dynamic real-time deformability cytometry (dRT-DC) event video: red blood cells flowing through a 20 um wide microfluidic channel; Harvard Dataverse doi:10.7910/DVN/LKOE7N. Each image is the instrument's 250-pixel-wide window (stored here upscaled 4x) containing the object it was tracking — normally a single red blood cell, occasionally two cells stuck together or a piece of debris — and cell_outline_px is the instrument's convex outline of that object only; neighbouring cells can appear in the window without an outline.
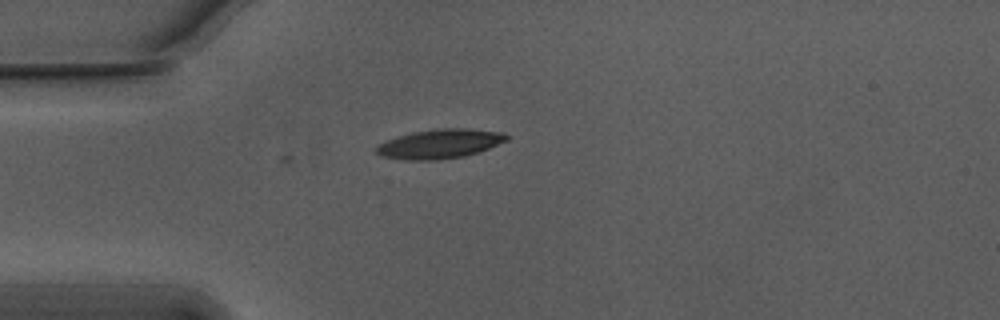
{"species": "Egyptian fruit bat (a non-hibernating species)", "species_latin": "Rousettus aegyptiacus", "temperature_condition": "warm", "stored_images_in_passage": 27, "camera_frame_rate_fps": 3000, "um_per_image_px": 0.085, "animal": {"sex": "male"}, "frame": {"image": 1, "passage_image": 1, "time_ms": 0.0, "image_size_px": [1000, 320], "cell_outline_px": [[508, 140], [488, 148], [464, 156], [436, 160], [404, 160], [380, 156], [376, 152], [376, 148], [380, 144], [388, 140], [412, 132], [440, 128], [468, 128], [504, 132], [508, 136]], "centroid_in_image_um": [37.4, 12.22], "position_along_channel_um": 47.6, "area_um2": 22.08}}
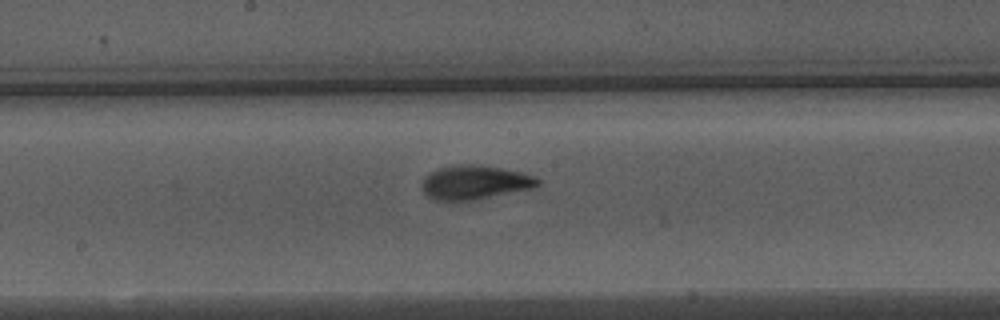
{"frame": {"image": 2, "passage_image": 15, "time_ms": 4.667, "image_size_px": [1000, 320], "cell_outline_px": [[540, 184], [532, 188], [468, 200], [436, 200], [428, 196], [424, 192], [420, 184], [424, 176], [440, 168], [468, 164], [472, 164], [520, 172], [532, 176], [540, 180]], "centroid_in_image_um": [40.3, 15.5], "position_along_channel_um": 207.9, "area_um2": 22.14}}
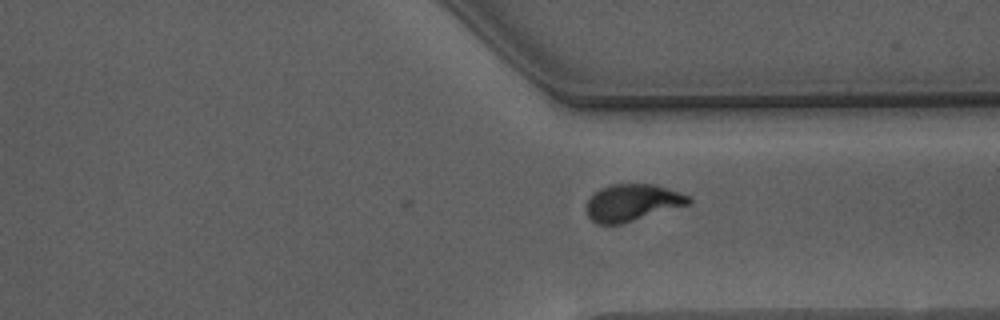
{"frame": {"image": 3, "passage_image": 27, "time_ms": 8.667, "image_size_px": [1000, 320], "cell_outline_px": [[692, 204], [620, 224], [596, 224], [588, 216], [588, 200], [600, 188], [612, 184], [652, 184], [680, 192], [688, 196], [692, 200]], "centroid_in_image_um": [53.78, 17.22], "position_along_channel_um": 357.6, "area_um2": 21.79}}